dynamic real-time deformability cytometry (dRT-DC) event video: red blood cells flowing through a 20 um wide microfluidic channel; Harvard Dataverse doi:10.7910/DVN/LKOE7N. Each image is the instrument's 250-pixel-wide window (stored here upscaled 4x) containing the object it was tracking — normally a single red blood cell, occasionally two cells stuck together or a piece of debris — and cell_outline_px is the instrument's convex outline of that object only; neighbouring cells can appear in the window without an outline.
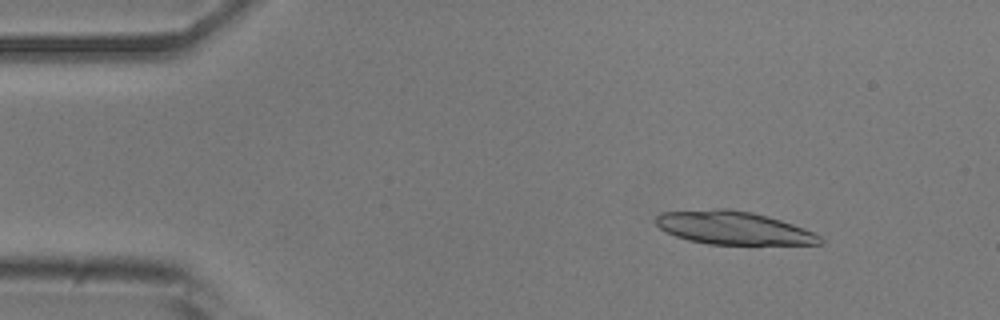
{"species": "common noctule bat (a hibernating species)", "species_latin": "Nyctalus noctula", "temperature_condition": "room temperature", "stored_images_in_passage": 14, "camera_frame_rate_fps": 3000, "um_per_image_px": 0.085, "animal": {"sex": "male", "body_mass_g": 20.5, "forearm_length_mm": 52.5}, "frame": {"image": 1, "passage_image": 5, "time_ms": 1.333, "image_size_px": [1000, 320], "cell_outline_px": [[824, 240], [820, 244], [708, 244], [688, 240], [676, 236], [660, 228], [656, 224], [656, 216], [660, 212], [712, 208], [728, 208], [752, 212], [780, 220], [792, 224], [812, 232], [820, 236]], "centroid_in_image_um": [62.29, 19.36], "position_along_channel_um": 22.7, "area_um2": 31.56}}